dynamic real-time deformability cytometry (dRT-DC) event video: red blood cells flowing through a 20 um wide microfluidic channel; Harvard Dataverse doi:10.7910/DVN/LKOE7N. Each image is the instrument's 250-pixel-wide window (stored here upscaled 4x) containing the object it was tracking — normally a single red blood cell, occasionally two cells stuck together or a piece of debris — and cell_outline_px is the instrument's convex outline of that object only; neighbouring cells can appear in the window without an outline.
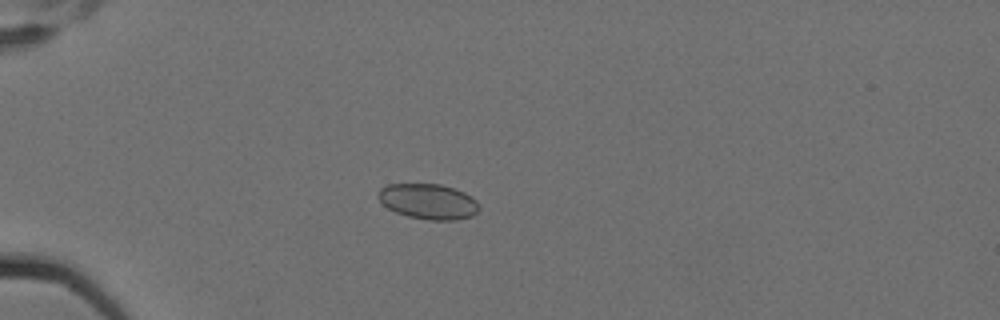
{"species": "Egyptian fruit bat (a non-hibernating species)", "species_latin": "Rousettus aegyptiacus", "temperature_condition": "cold", "stored_images_in_passage": 7, "camera_frame_rate_fps": 3000, "um_per_image_px": 0.085, "animal": {"sex": "female"}, "frame": {"image": 1, "passage_image": 4, "time_ms": 1.0, "image_size_px": [1000, 320], "cell_outline_px": [[480, 208], [472, 216], [456, 220], [428, 220], [408, 216], [396, 212], [388, 208], [376, 196], [380, 188], [388, 184], [440, 184], [464, 192], [472, 196], [480, 204]], "centroid_in_image_um": [36.42, 17.12], "position_along_channel_um": 48.6, "area_um2": 20.87}}
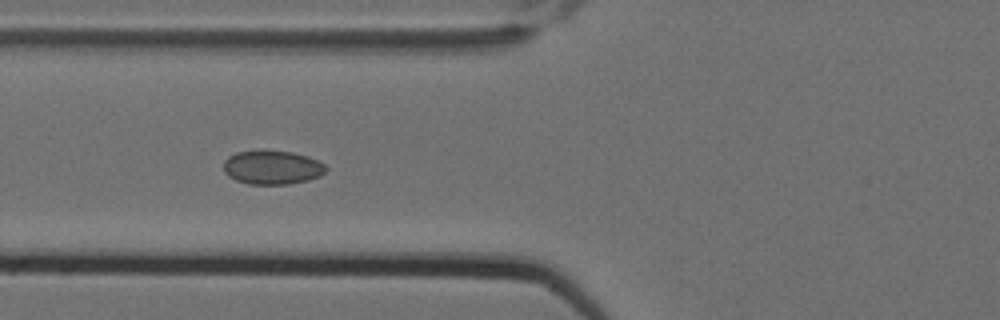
{"frame": {"image": 2, "passage_image": 6, "time_ms": 1.667, "image_size_px": [1000, 320], "cell_outline_px": [[328, 168], [320, 176], [308, 180], [288, 184], [248, 184], [236, 180], [228, 176], [224, 172], [224, 160], [228, 156], [236, 152], [260, 148], [264, 148], [292, 152], [308, 156], [324, 164]], "centroid_in_image_um": [23.11, 14.19], "position_along_channel_um": 102.7, "area_um2": 20.75}}
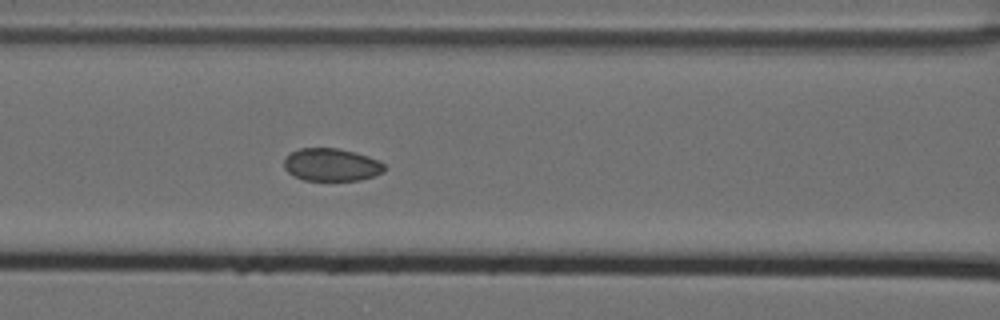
{"frame": {"image": 3, "passage_image": 7, "time_ms": 2.0, "image_size_px": [1000, 320], "cell_outline_px": [[388, 168], [384, 172], [360, 180], [304, 180], [288, 172], [284, 168], [284, 160], [292, 152], [300, 148], [336, 148], [356, 152], [380, 160]], "centroid_in_image_um": [28.22, 14.0], "position_along_channel_um": 138.4, "area_um2": 19.13}}